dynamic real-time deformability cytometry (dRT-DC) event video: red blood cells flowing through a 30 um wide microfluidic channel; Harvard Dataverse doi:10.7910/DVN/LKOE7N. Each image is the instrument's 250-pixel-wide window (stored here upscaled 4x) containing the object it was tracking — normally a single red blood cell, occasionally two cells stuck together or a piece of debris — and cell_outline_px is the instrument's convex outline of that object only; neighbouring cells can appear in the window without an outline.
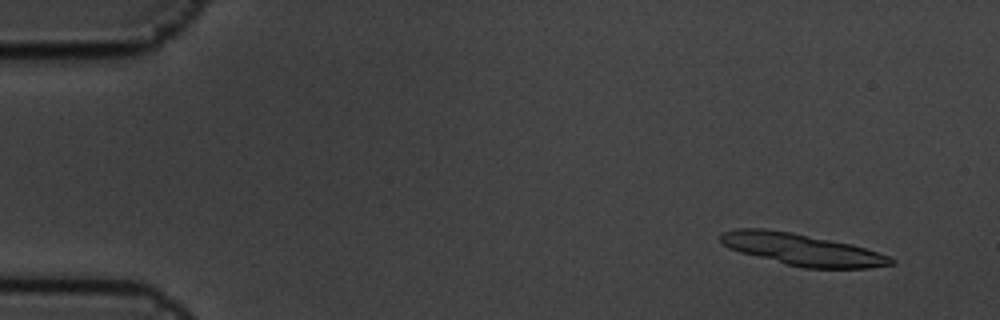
{"species": "common noctule bat (a hibernating species)", "species_latin": "Nyctalus noctula", "temperature_condition": "cold", "stored_images_in_passage": 5, "camera_frame_rate_fps": 3000, "um_per_image_px": 0.085, "animal": {"sex": "male", "body_mass_g": 19.5, "forearm_length_mm": 54.6}, "frame": {"image": 1, "passage_image": 2, "time_ms": 0.333, "image_size_px": [1000, 320], "cell_outline_px": [[896, 264], [868, 268], [804, 268], [784, 264], [740, 252], [728, 248], [720, 240], [720, 232], [736, 228], [764, 228], [792, 232], [852, 244], [888, 256], [896, 260]], "centroid_in_image_um": [68.14, 21.2], "position_along_channel_um": 16.9, "area_um2": 31.62}}